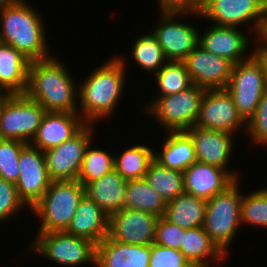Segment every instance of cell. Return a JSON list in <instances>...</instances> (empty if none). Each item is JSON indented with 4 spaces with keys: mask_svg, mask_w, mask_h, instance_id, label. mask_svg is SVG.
Masks as SVG:
<instances>
[{
    "mask_svg": "<svg viewBox=\"0 0 267 267\" xmlns=\"http://www.w3.org/2000/svg\"><path fill=\"white\" fill-rule=\"evenodd\" d=\"M31 249L58 265L82 267L89 263L95 266L96 244L65 231L38 232Z\"/></svg>",
    "mask_w": 267,
    "mask_h": 267,
    "instance_id": "obj_8",
    "label": "cell"
},
{
    "mask_svg": "<svg viewBox=\"0 0 267 267\" xmlns=\"http://www.w3.org/2000/svg\"><path fill=\"white\" fill-rule=\"evenodd\" d=\"M27 143L18 140L0 139V177L16 184L19 179V156Z\"/></svg>",
    "mask_w": 267,
    "mask_h": 267,
    "instance_id": "obj_35",
    "label": "cell"
},
{
    "mask_svg": "<svg viewBox=\"0 0 267 267\" xmlns=\"http://www.w3.org/2000/svg\"><path fill=\"white\" fill-rule=\"evenodd\" d=\"M245 133L252 144L267 147V91L262 95L255 114L247 122Z\"/></svg>",
    "mask_w": 267,
    "mask_h": 267,
    "instance_id": "obj_37",
    "label": "cell"
},
{
    "mask_svg": "<svg viewBox=\"0 0 267 267\" xmlns=\"http://www.w3.org/2000/svg\"><path fill=\"white\" fill-rule=\"evenodd\" d=\"M226 89L238 113L248 122L265 92L263 52H255L248 60L235 64Z\"/></svg>",
    "mask_w": 267,
    "mask_h": 267,
    "instance_id": "obj_7",
    "label": "cell"
},
{
    "mask_svg": "<svg viewBox=\"0 0 267 267\" xmlns=\"http://www.w3.org/2000/svg\"><path fill=\"white\" fill-rule=\"evenodd\" d=\"M206 200L183 193L167 202L164 218L183 229L203 227Z\"/></svg>",
    "mask_w": 267,
    "mask_h": 267,
    "instance_id": "obj_27",
    "label": "cell"
},
{
    "mask_svg": "<svg viewBox=\"0 0 267 267\" xmlns=\"http://www.w3.org/2000/svg\"><path fill=\"white\" fill-rule=\"evenodd\" d=\"M158 219L144 211L122 208L109 215L107 237L126 244L151 245Z\"/></svg>",
    "mask_w": 267,
    "mask_h": 267,
    "instance_id": "obj_15",
    "label": "cell"
},
{
    "mask_svg": "<svg viewBox=\"0 0 267 267\" xmlns=\"http://www.w3.org/2000/svg\"><path fill=\"white\" fill-rule=\"evenodd\" d=\"M10 95L11 94H9L4 88L0 87V111H1L2 105L4 104V102L7 100V98Z\"/></svg>",
    "mask_w": 267,
    "mask_h": 267,
    "instance_id": "obj_42",
    "label": "cell"
},
{
    "mask_svg": "<svg viewBox=\"0 0 267 267\" xmlns=\"http://www.w3.org/2000/svg\"><path fill=\"white\" fill-rule=\"evenodd\" d=\"M240 216L241 224L267 229V187L242 193Z\"/></svg>",
    "mask_w": 267,
    "mask_h": 267,
    "instance_id": "obj_34",
    "label": "cell"
},
{
    "mask_svg": "<svg viewBox=\"0 0 267 267\" xmlns=\"http://www.w3.org/2000/svg\"><path fill=\"white\" fill-rule=\"evenodd\" d=\"M126 67L124 57L113 55L78 85V114L86 123L96 124L115 113L125 88Z\"/></svg>",
    "mask_w": 267,
    "mask_h": 267,
    "instance_id": "obj_1",
    "label": "cell"
},
{
    "mask_svg": "<svg viewBox=\"0 0 267 267\" xmlns=\"http://www.w3.org/2000/svg\"><path fill=\"white\" fill-rule=\"evenodd\" d=\"M264 6L262 0H209L199 9V13L201 19L212 21V25L238 27L248 23L252 29L247 31L254 34Z\"/></svg>",
    "mask_w": 267,
    "mask_h": 267,
    "instance_id": "obj_14",
    "label": "cell"
},
{
    "mask_svg": "<svg viewBox=\"0 0 267 267\" xmlns=\"http://www.w3.org/2000/svg\"><path fill=\"white\" fill-rule=\"evenodd\" d=\"M84 195L85 188L78 180L51 181L31 208L41 222L38 232L65 231Z\"/></svg>",
    "mask_w": 267,
    "mask_h": 267,
    "instance_id": "obj_4",
    "label": "cell"
},
{
    "mask_svg": "<svg viewBox=\"0 0 267 267\" xmlns=\"http://www.w3.org/2000/svg\"><path fill=\"white\" fill-rule=\"evenodd\" d=\"M85 124L78 113L46 112L31 144L43 152L55 148L73 137Z\"/></svg>",
    "mask_w": 267,
    "mask_h": 267,
    "instance_id": "obj_20",
    "label": "cell"
},
{
    "mask_svg": "<svg viewBox=\"0 0 267 267\" xmlns=\"http://www.w3.org/2000/svg\"><path fill=\"white\" fill-rule=\"evenodd\" d=\"M164 143L160 146L162 150L154 152V159L162 166L185 171L196 162L194 144L186 131H169Z\"/></svg>",
    "mask_w": 267,
    "mask_h": 267,
    "instance_id": "obj_26",
    "label": "cell"
},
{
    "mask_svg": "<svg viewBox=\"0 0 267 267\" xmlns=\"http://www.w3.org/2000/svg\"><path fill=\"white\" fill-rule=\"evenodd\" d=\"M239 28L241 27L212 25L205 33L199 34V45L234 65L246 61L255 51H248L249 45H252L248 38L250 36Z\"/></svg>",
    "mask_w": 267,
    "mask_h": 267,
    "instance_id": "obj_18",
    "label": "cell"
},
{
    "mask_svg": "<svg viewBox=\"0 0 267 267\" xmlns=\"http://www.w3.org/2000/svg\"><path fill=\"white\" fill-rule=\"evenodd\" d=\"M24 207L28 208L19 198L16 185L0 177V222L12 220Z\"/></svg>",
    "mask_w": 267,
    "mask_h": 267,
    "instance_id": "obj_36",
    "label": "cell"
},
{
    "mask_svg": "<svg viewBox=\"0 0 267 267\" xmlns=\"http://www.w3.org/2000/svg\"><path fill=\"white\" fill-rule=\"evenodd\" d=\"M186 132L190 135L198 162L227 170L236 180L240 179L238 171L228 170V162L232 157L235 135L211 129L192 126Z\"/></svg>",
    "mask_w": 267,
    "mask_h": 267,
    "instance_id": "obj_17",
    "label": "cell"
},
{
    "mask_svg": "<svg viewBox=\"0 0 267 267\" xmlns=\"http://www.w3.org/2000/svg\"><path fill=\"white\" fill-rule=\"evenodd\" d=\"M91 141L87 146L77 180L85 186L88 182L103 177L114 170V154L103 149L92 148Z\"/></svg>",
    "mask_w": 267,
    "mask_h": 267,
    "instance_id": "obj_32",
    "label": "cell"
},
{
    "mask_svg": "<svg viewBox=\"0 0 267 267\" xmlns=\"http://www.w3.org/2000/svg\"><path fill=\"white\" fill-rule=\"evenodd\" d=\"M195 126L234 135L241 127L246 132L247 122L238 113L226 88L208 89L201 100Z\"/></svg>",
    "mask_w": 267,
    "mask_h": 267,
    "instance_id": "obj_12",
    "label": "cell"
},
{
    "mask_svg": "<svg viewBox=\"0 0 267 267\" xmlns=\"http://www.w3.org/2000/svg\"><path fill=\"white\" fill-rule=\"evenodd\" d=\"M166 205L165 200L144 178L127 181L123 208L144 211L160 218L165 214Z\"/></svg>",
    "mask_w": 267,
    "mask_h": 267,
    "instance_id": "obj_28",
    "label": "cell"
},
{
    "mask_svg": "<svg viewBox=\"0 0 267 267\" xmlns=\"http://www.w3.org/2000/svg\"><path fill=\"white\" fill-rule=\"evenodd\" d=\"M95 124L86 123L73 137L55 148L44 151L51 181L77 180L84 153L94 139Z\"/></svg>",
    "mask_w": 267,
    "mask_h": 267,
    "instance_id": "obj_11",
    "label": "cell"
},
{
    "mask_svg": "<svg viewBox=\"0 0 267 267\" xmlns=\"http://www.w3.org/2000/svg\"><path fill=\"white\" fill-rule=\"evenodd\" d=\"M265 91H267V53H263Z\"/></svg>",
    "mask_w": 267,
    "mask_h": 267,
    "instance_id": "obj_43",
    "label": "cell"
},
{
    "mask_svg": "<svg viewBox=\"0 0 267 267\" xmlns=\"http://www.w3.org/2000/svg\"><path fill=\"white\" fill-rule=\"evenodd\" d=\"M30 60L14 47L0 42V87L9 94H25Z\"/></svg>",
    "mask_w": 267,
    "mask_h": 267,
    "instance_id": "obj_25",
    "label": "cell"
},
{
    "mask_svg": "<svg viewBox=\"0 0 267 267\" xmlns=\"http://www.w3.org/2000/svg\"><path fill=\"white\" fill-rule=\"evenodd\" d=\"M18 165L20 173L15 185L19 198L30 210L42 198L51 183L44 152L27 143L21 149Z\"/></svg>",
    "mask_w": 267,
    "mask_h": 267,
    "instance_id": "obj_13",
    "label": "cell"
},
{
    "mask_svg": "<svg viewBox=\"0 0 267 267\" xmlns=\"http://www.w3.org/2000/svg\"><path fill=\"white\" fill-rule=\"evenodd\" d=\"M151 245L104 238L96 245L95 267H149Z\"/></svg>",
    "mask_w": 267,
    "mask_h": 267,
    "instance_id": "obj_21",
    "label": "cell"
},
{
    "mask_svg": "<svg viewBox=\"0 0 267 267\" xmlns=\"http://www.w3.org/2000/svg\"><path fill=\"white\" fill-rule=\"evenodd\" d=\"M155 76L158 96L176 94L193 85L183 61H168Z\"/></svg>",
    "mask_w": 267,
    "mask_h": 267,
    "instance_id": "obj_33",
    "label": "cell"
},
{
    "mask_svg": "<svg viewBox=\"0 0 267 267\" xmlns=\"http://www.w3.org/2000/svg\"><path fill=\"white\" fill-rule=\"evenodd\" d=\"M108 222L109 215L84 195L65 232L91 240L97 245L108 236Z\"/></svg>",
    "mask_w": 267,
    "mask_h": 267,
    "instance_id": "obj_22",
    "label": "cell"
},
{
    "mask_svg": "<svg viewBox=\"0 0 267 267\" xmlns=\"http://www.w3.org/2000/svg\"><path fill=\"white\" fill-rule=\"evenodd\" d=\"M133 42L132 58L134 62L146 72L154 75L168 62L165 58L163 49L159 45L157 37L152 33L140 34Z\"/></svg>",
    "mask_w": 267,
    "mask_h": 267,
    "instance_id": "obj_31",
    "label": "cell"
},
{
    "mask_svg": "<svg viewBox=\"0 0 267 267\" xmlns=\"http://www.w3.org/2000/svg\"><path fill=\"white\" fill-rule=\"evenodd\" d=\"M255 34H257V36H255L254 38H256V42L259 41V44H256V48H254V51L267 53V4H265L264 6L263 13L260 17V21L254 35Z\"/></svg>",
    "mask_w": 267,
    "mask_h": 267,
    "instance_id": "obj_40",
    "label": "cell"
},
{
    "mask_svg": "<svg viewBox=\"0 0 267 267\" xmlns=\"http://www.w3.org/2000/svg\"><path fill=\"white\" fill-rule=\"evenodd\" d=\"M155 150L144 144L132 145L120 155H114V169L127 181L145 178Z\"/></svg>",
    "mask_w": 267,
    "mask_h": 267,
    "instance_id": "obj_29",
    "label": "cell"
},
{
    "mask_svg": "<svg viewBox=\"0 0 267 267\" xmlns=\"http://www.w3.org/2000/svg\"><path fill=\"white\" fill-rule=\"evenodd\" d=\"M127 180L115 169L103 177L88 182L85 195L106 214L111 215L124 207Z\"/></svg>",
    "mask_w": 267,
    "mask_h": 267,
    "instance_id": "obj_23",
    "label": "cell"
},
{
    "mask_svg": "<svg viewBox=\"0 0 267 267\" xmlns=\"http://www.w3.org/2000/svg\"><path fill=\"white\" fill-rule=\"evenodd\" d=\"M201 17L199 11L161 10L159 22L152 33L157 37L168 61H183L199 44V28L188 24L180 17L184 15ZM179 17V19H178ZM179 20V21H178Z\"/></svg>",
    "mask_w": 267,
    "mask_h": 267,
    "instance_id": "obj_10",
    "label": "cell"
},
{
    "mask_svg": "<svg viewBox=\"0 0 267 267\" xmlns=\"http://www.w3.org/2000/svg\"><path fill=\"white\" fill-rule=\"evenodd\" d=\"M192 83L208 89H222L229 84L234 64L206 51L199 44L183 60Z\"/></svg>",
    "mask_w": 267,
    "mask_h": 267,
    "instance_id": "obj_16",
    "label": "cell"
},
{
    "mask_svg": "<svg viewBox=\"0 0 267 267\" xmlns=\"http://www.w3.org/2000/svg\"><path fill=\"white\" fill-rule=\"evenodd\" d=\"M185 229L160 217L156 224L154 243L168 248L180 250Z\"/></svg>",
    "mask_w": 267,
    "mask_h": 267,
    "instance_id": "obj_38",
    "label": "cell"
},
{
    "mask_svg": "<svg viewBox=\"0 0 267 267\" xmlns=\"http://www.w3.org/2000/svg\"><path fill=\"white\" fill-rule=\"evenodd\" d=\"M16 0H0V12L5 8L13 4Z\"/></svg>",
    "mask_w": 267,
    "mask_h": 267,
    "instance_id": "obj_44",
    "label": "cell"
},
{
    "mask_svg": "<svg viewBox=\"0 0 267 267\" xmlns=\"http://www.w3.org/2000/svg\"><path fill=\"white\" fill-rule=\"evenodd\" d=\"M235 181L227 170L198 161L183 171L185 193L204 200L225 191Z\"/></svg>",
    "mask_w": 267,
    "mask_h": 267,
    "instance_id": "obj_19",
    "label": "cell"
},
{
    "mask_svg": "<svg viewBox=\"0 0 267 267\" xmlns=\"http://www.w3.org/2000/svg\"><path fill=\"white\" fill-rule=\"evenodd\" d=\"M180 251L188 262L193 263L197 267H219V264L223 263L222 261L225 262V258H227L211 240L203 227L185 230ZM214 262L216 264H213Z\"/></svg>",
    "mask_w": 267,
    "mask_h": 267,
    "instance_id": "obj_24",
    "label": "cell"
},
{
    "mask_svg": "<svg viewBox=\"0 0 267 267\" xmlns=\"http://www.w3.org/2000/svg\"><path fill=\"white\" fill-rule=\"evenodd\" d=\"M209 0H194V11H199V9Z\"/></svg>",
    "mask_w": 267,
    "mask_h": 267,
    "instance_id": "obj_45",
    "label": "cell"
},
{
    "mask_svg": "<svg viewBox=\"0 0 267 267\" xmlns=\"http://www.w3.org/2000/svg\"><path fill=\"white\" fill-rule=\"evenodd\" d=\"M205 92V88L193 84L176 94L156 95L155 100L145 106L146 114L155 117L165 132L186 131L195 125Z\"/></svg>",
    "mask_w": 267,
    "mask_h": 267,
    "instance_id": "obj_6",
    "label": "cell"
},
{
    "mask_svg": "<svg viewBox=\"0 0 267 267\" xmlns=\"http://www.w3.org/2000/svg\"><path fill=\"white\" fill-rule=\"evenodd\" d=\"M238 182L237 179L225 191L206 200L203 228L225 255L229 254V247L241 228L242 192Z\"/></svg>",
    "mask_w": 267,
    "mask_h": 267,
    "instance_id": "obj_5",
    "label": "cell"
},
{
    "mask_svg": "<svg viewBox=\"0 0 267 267\" xmlns=\"http://www.w3.org/2000/svg\"><path fill=\"white\" fill-rule=\"evenodd\" d=\"M77 83L72 79L66 64L52 56L30 61L25 94L47 112L78 113Z\"/></svg>",
    "mask_w": 267,
    "mask_h": 267,
    "instance_id": "obj_2",
    "label": "cell"
},
{
    "mask_svg": "<svg viewBox=\"0 0 267 267\" xmlns=\"http://www.w3.org/2000/svg\"><path fill=\"white\" fill-rule=\"evenodd\" d=\"M44 20L27 0H16L0 12V42L21 52L30 61L51 58Z\"/></svg>",
    "mask_w": 267,
    "mask_h": 267,
    "instance_id": "obj_3",
    "label": "cell"
},
{
    "mask_svg": "<svg viewBox=\"0 0 267 267\" xmlns=\"http://www.w3.org/2000/svg\"><path fill=\"white\" fill-rule=\"evenodd\" d=\"M161 10L194 11V0H159Z\"/></svg>",
    "mask_w": 267,
    "mask_h": 267,
    "instance_id": "obj_41",
    "label": "cell"
},
{
    "mask_svg": "<svg viewBox=\"0 0 267 267\" xmlns=\"http://www.w3.org/2000/svg\"><path fill=\"white\" fill-rule=\"evenodd\" d=\"M144 179L166 203L185 192L183 172L164 167L155 159L150 163Z\"/></svg>",
    "mask_w": 267,
    "mask_h": 267,
    "instance_id": "obj_30",
    "label": "cell"
},
{
    "mask_svg": "<svg viewBox=\"0 0 267 267\" xmlns=\"http://www.w3.org/2000/svg\"><path fill=\"white\" fill-rule=\"evenodd\" d=\"M46 112L26 94L10 95L0 111V139L31 143Z\"/></svg>",
    "mask_w": 267,
    "mask_h": 267,
    "instance_id": "obj_9",
    "label": "cell"
},
{
    "mask_svg": "<svg viewBox=\"0 0 267 267\" xmlns=\"http://www.w3.org/2000/svg\"><path fill=\"white\" fill-rule=\"evenodd\" d=\"M187 262L180 250L151 244L149 267H183Z\"/></svg>",
    "mask_w": 267,
    "mask_h": 267,
    "instance_id": "obj_39",
    "label": "cell"
},
{
    "mask_svg": "<svg viewBox=\"0 0 267 267\" xmlns=\"http://www.w3.org/2000/svg\"><path fill=\"white\" fill-rule=\"evenodd\" d=\"M183 267H197L193 263L187 262Z\"/></svg>",
    "mask_w": 267,
    "mask_h": 267,
    "instance_id": "obj_46",
    "label": "cell"
}]
</instances>
